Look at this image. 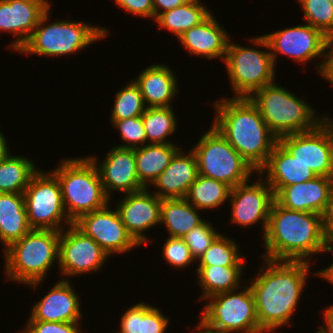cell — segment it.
<instances>
[{
	"instance_id": "obj_51",
	"label": "cell",
	"mask_w": 333,
	"mask_h": 333,
	"mask_svg": "<svg viewBox=\"0 0 333 333\" xmlns=\"http://www.w3.org/2000/svg\"><path fill=\"white\" fill-rule=\"evenodd\" d=\"M328 246L333 248V239H326Z\"/></svg>"
},
{
	"instance_id": "obj_22",
	"label": "cell",
	"mask_w": 333,
	"mask_h": 333,
	"mask_svg": "<svg viewBox=\"0 0 333 333\" xmlns=\"http://www.w3.org/2000/svg\"><path fill=\"white\" fill-rule=\"evenodd\" d=\"M180 148L169 166L152 183L158 189L154 194L160 199L185 198L199 175L197 159L192 150L185 154Z\"/></svg>"
},
{
	"instance_id": "obj_47",
	"label": "cell",
	"mask_w": 333,
	"mask_h": 333,
	"mask_svg": "<svg viewBox=\"0 0 333 333\" xmlns=\"http://www.w3.org/2000/svg\"><path fill=\"white\" fill-rule=\"evenodd\" d=\"M323 315L326 327L320 326L317 333H333V306L326 308Z\"/></svg>"
},
{
	"instance_id": "obj_43",
	"label": "cell",
	"mask_w": 333,
	"mask_h": 333,
	"mask_svg": "<svg viewBox=\"0 0 333 333\" xmlns=\"http://www.w3.org/2000/svg\"><path fill=\"white\" fill-rule=\"evenodd\" d=\"M121 331L117 333H139L140 303L129 308L121 318Z\"/></svg>"
},
{
	"instance_id": "obj_35",
	"label": "cell",
	"mask_w": 333,
	"mask_h": 333,
	"mask_svg": "<svg viewBox=\"0 0 333 333\" xmlns=\"http://www.w3.org/2000/svg\"><path fill=\"white\" fill-rule=\"evenodd\" d=\"M147 109L139 86L132 80L116 93L111 120L142 116Z\"/></svg>"
},
{
	"instance_id": "obj_48",
	"label": "cell",
	"mask_w": 333,
	"mask_h": 333,
	"mask_svg": "<svg viewBox=\"0 0 333 333\" xmlns=\"http://www.w3.org/2000/svg\"><path fill=\"white\" fill-rule=\"evenodd\" d=\"M325 251L333 252V248L328 246ZM314 275H319L320 277L327 280L329 283L333 284V263L329 267H326L323 270L314 273Z\"/></svg>"
},
{
	"instance_id": "obj_49",
	"label": "cell",
	"mask_w": 333,
	"mask_h": 333,
	"mask_svg": "<svg viewBox=\"0 0 333 333\" xmlns=\"http://www.w3.org/2000/svg\"><path fill=\"white\" fill-rule=\"evenodd\" d=\"M6 138L3 135V133H1L0 131V161L5 159L9 154V147H8V143H6Z\"/></svg>"
},
{
	"instance_id": "obj_10",
	"label": "cell",
	"mask_w": 333,
	"mask_h": 333,
	"mask_svg": "<svg viewBox=\"0 0 333 333\" xmlns=\"http://www.w3.org/2000/svg\"><path fill=\"white\" fill-rule=\"evenodd\" d=\"M231 43L228 42L224 63L234 98H250L264 86L275 82L276 63L270 51Z\"/></svg>"
},
{
	"instance_id": "obj_2",
	"label": "cell",
	"mask_w": 333,
	"mask_h": 333,
	"mask_svg": "<svg viewBox=\"0 0 333 333\" xmlns=\"http://www.w3.org/2000/svg\"><path fill=\"white\" fill-rule=\"evenodd\" d=\"M264 258L271 260L307 261L311 255L324 253V216L289 210L274 201L264 234Z\"/></svg>"
},
{
	"instance_id": "obj_13",
	"label": "cell",
	"mask_w": 333,
	"mask_h": 333,
	"mask_svg": "<svg viewBox=\"0 0 333 333\" xmlns=\"http://www.w3.org/2000/svg\"><path fill=\"white\" fill-rule=\"evenodd\" d=\"M278 142L316 176L333 177V121L328 117L311 131L282 136Z\"/></svg>"
},
{
	"instance_id": "obj_7",
	"label": "cell",
	"mask_w": 333,
	"mask_h": 333,
	"mask_svg": "<svg viewBox=\"0 0 333 333\" xmlns=\"http://www.w3.org/2000/svg\"><path fill=\"white\" fill-rule=\"evenodd\" d=\"M50 10L40 18L37 27L19 53L41 56H65L101 40L107 36V29L75 21H55L47 25Z\"/></svg>"
},
{
	"instance_id": "obj_50",
	"label": "cell",
	"mask_w": 333,
	"mask_h": 333,
	"mask_svg": "<svg viewBox=\"0 0 333 333\" xmlns=\"http://www.w3.org/2000/svg\"><path fill=\"white\" fill-rule=\"evenodd\" d=\"M199 331L197 332H193V333H224V332H220V331H216V330H213L209 327H207L204 323H202L201 321L198 322V326L197 328ZM201 330V331H200Z\"/></svg>"
},
{
	"instance_id": "obj_38",
	"label": "cell",
	"mask_w": 333,
	"mask_h": 333,
	"mask_svg": "<svg viewBox=\"0 0 333 333\" xmlns=\"http://www.w3.org/2000/svg\"><path fill=\"white\" fill-rule=\"evenodd\" d=\"M219 235L220 234L215 231L211 223H207L204 220L202 224L186 234L183 239L190 249L192 257L198 261Z\"/></svg>"
},
{
	"instance_id": "obj_23",
	"label": "cell",
	"mask_w": 333,
	"mask_h": 333,
	"mask_svg": "<svg viewBox=\"0 0 333 333\" xmlns=\"http://www.w3.org/2000/svg\"><path fill=\"white\" fill-rule=\"evenodd\" d=\"M212 13L200 24L186 30L178 39L189 53L224 60L227 51L229 34L223 30Z\"/></svg>"
},
{
	"instance_id": "obj_9",
	"label": "cell",
	"mask_w": 333,
	"mask_h": 333,
	"mask_svg": "<svg viewBox=\"0 0 333 333\" xmlns=\"http://www.w3.org/2000/svg\"><path fill=\"white\" fill-rule=\"evenodd\" d=\"M215 294L206 300L201 322L224 333H264L258 323L256 301L251 286L245 290ZM242 331V332H241Z\"/></svg>"
},
{
	"instance_id": "obj_17",
	"label": "cell",
	"mask_w": 333,
	"mask_h": 333,
	"mask_svg": "<svg viewBox=\"0 0 333 333\" xmlns=\"http://www.w3.org/2000/svg\"><path fill=\"white\" fill-rule=\"evenodd\" d=\"M333 195V177L316 176L314 179L282 187L275 201L282 207L326 216Z\"/></svg>"
},
{
	"instance_id": "obj_30",
	"label": "cell",
	"mask_w": 333,
	"mask_h": 333,
	"mask_svg": "<svg viewBox=\"0 0 333 333\" xmlns=\"http://www.w3.org/2000/svg\"><path fill=\"white\" fill-rule=\"evenodd\" d=\"M208 10L200 0H191L161 13L155 21L160 28H166L178 38L186 30L203 22L211 14Z\"/></svg>"
},
{
	"instance_id": "obj_29",
	"label": "cell",
	"mask_w": 333,
	"mask_h": 333,
	"mask_svg": "<svg viewBox=\"0 0 333 333\" xmlns=\"http://www.w3.org/2000/svg\"><path fill=\"white\" fill-rule=\"evenodd\" d=\"M243 266H198L197 275L202 297L207 299L215 294L238 290Z\"/></svg>"
},
{
	"instance_id": "obj_36",
	"label": "cell",
	"mask_w": 333,
	"mask_h": 333,
	"mask_svg": "<svg viewBox=\"0 0 333 333\" xmlns=\"http://www.w3.org/2000/svg\"><path fill=\"white\" fill-rule=\"evenodd\" d=\"M306 23L321 30L333 41V5L330 0H298Z\"/></svg>"
},
{
	"instance_id": "obj_34",
	"label": "cell",
	"mask_w": 333,
	"mask_h": 333,
	"mask_svg": "<svg viewBox=\"0 0 333 333\" xmlns=\"http://www.w3.org/2000/svg\"><path fill=\"white\" fill-rule=\"evenodd\" d=\"M237 247L232 239L220 234L198 259V266H243L244 258Z\"/></svg>"
},
{
	"instance_id": "obj_1",
	"label": "cell",
	"mask_w": 333,
	"mask_h": 333,
	"mask_svg": "<svg viewBox=\"0 0 333 333\" xmlns=\"http://www.w3.org/2000/svg\"><path fill=\"white\" fill-rule=\"evenodd\" d=\"M265 263V268L259 269L262 273L250 283L256 301L258 323L264 333L287 325L291 320L311 264L307 261L267 258Z\"/></svg>"
},
{
	"instance_id": "obj_14",
	"label": "cell",
	"mask_w": 333,
	"mask_h": 333,
	"mask_svg": "<svg viewBox=\"0 0 333 333\" xmlns=\"http://www.w3.org/2000/svg\"><path fill=\"white\" fill-rule=\"evenodd\" d=\"M109 256L74 223L61 231L58 266L64 276H79L98 271Z\"/></svg>"
},
{
	"instance_id": "obj_44",
	"label": "cell",
	"mask_w": 333,
	"mask_h": 333,
	"mask_svg": "<svg viewBox=\"0 0 333 333\" xmlns=\"http://www.w3.org/2000/svg\"><path fill=\"white\" fill-rule=\"evenodd\" d=\"M154 6V20L163 12L186 4L191 0H152ZM162 9V10H161Z\"/></svg>"
},
{
	"instance_id": "obj_32",
	"label": "cell",
	"mask_w": 333,
	"mask_h": 333,
	"mask_svg": "<svg viewBox=\"0 0 333 333\" xmlns=\"http://www.w3.org/2000/svg\"><path fill=\"white\" fill-rule=\"evenodd\" d=\"M230 191L226 183L199 174L185 199L199 210L217 208L229 200Z\"/></svg>"
},
{
	"instance_id": "obj_46",
	"label": "cell",
	"mask_w": 333,
	"mask_h": 333,
	"mask_svg": "<svg viewBox=\"0 0 333 333\" xmlns=\"http://www.w3.org/2000/svg\"><path fill=\"white\" fill-rule=\"evenodd\" d=\"M325 223V237L326 239H333V195L330 203L329 210L324 217Z\"/></svg>"
},
{
	"instance_id": "obj_40",
	"label": "cell",
	"mask_w": 333,
	"mask_h": 333,
	"mask_svg": "<svg viewBox=\"0 0 333 333\" xmlns=\"http://www.w3.org/2000/svg\"><path fill=\"white\" fill-rule=\"evenodd\" d=\"M168 323L169 319L158 308L140 303L139 333H164Z\"/></svg>"
},
{
	"instance_id": "obj_19",
	"label": "cell",
	"mask_w": 333,
	"mask_h": 333,
	"mask_svg": "<svg viewBox=\"0 0 333 333\" xmlns=\"http://www.w3.org/2000/svg\"><path fill=\"white\" fill-rule=\"evenodd\" d=\"M48 9L47 0H0V30L19 37L11 43V49L18 52L27 43Z\"/></svg>"
},
{
	"instance_id": "obj_6",
	"label": "cell",
	"mask_w": 333,
	"mask_h": 333,
	"mask_svg": "<svg viewBox=\"0 0 333 333\" xmlns=\"http://www.w3.org/2000/svg\"><path fill=\"white\" fill-rule=\"evenodd\" d=\"M270 131L282 136L307 132L318 127L326 117L315 116L313 107L275 82L264 86L250 98Z\"/></svg>"
},
{
	"instance_id": "obj_5",
	"label": "cell",
	"mask_w": 333,
	"mask_h": 333,
	"mask_svg": "<svg viewBox=\"0 0 333 333\" xmlns=\"http://www.w3.org/2000/svg\"><path fill=\"white\" fill-rule=\"evenodd\" d=\"M52 172L59 180L64 208L72 223L109 203L99 171L90 157L64 159Z\"/></svg>"
},
{
	"instance_id": "obj_27",
	"label": "cell",
	"mask_w": 333,
	"mask_h": 333,
	"mask_svg": "<svg viewBox=\"0 0 333 333\" xmlns=\"http://www.w3.org/2000/svg\"><path fill=\"white\" fill-rule=\"evenodd\" d=\"M180 148L176 144H145L135 148L136 171L140 183L149 187L169 166L172 157Z\"/></svg>"
},
{
	"instance_id": "obj_28",
	"label": "cell",
	"mask_w": 333,
	"mask_h": 333,
	"mask_svg": "<svg viewBox=\"0 0 333 333\" xmlns=\"http://www.w3.org/2000/svg\"><path fill=\"white\" fill-rule=\"evenodd\" d=\"M198 213L185 198L161 199L160 222L167 227L169 237L183 238L202 224L204 221Z\"/></svg>"
},
{
	"instance_id": "obj_12",
	"label": "cell",
	"mask_w": 333,
	"mask_h": 333,
	"mask_svg": "<svg viewBox=\"0 0 333 333\" xmlns=\"http://www.w3.org/2000/svg\"><path fill=\"white\" fill-rule=\"evenodd\" d=\"M251 41L257 46L270 49L274 63L278 57L277 53L287 55L301 64L313 58L321 57L323 58L322 63L316 66L320 73L327 58V50L333 43L321 30L314 28L308 23L278 30L253 38Z\"/></svg>"
},
{
	"instance_id": "obj_18",
	"label": "cell",
	"mask_w": 333,
	"mask_h": 333,
	"mask_svg": "<svg viewBox=\"0 0 333 333\" xmlns=\"http://www.w3.org/2000/svg\"><path fill=\"white\" fill-rule=\"evenodd\" d=\"M147 190L125 194L117 207L127 232L139 245L149 241L144 231L161 223V199Z\"/></svg>"
},
{
	"instance_id": "obj_45",
	"label": "cell",
	"mask_w": 333,
	"mask_h": 333,
	"mask_svg": "<svg viewBox=\"0 0 333 333\" xmlns=\"http://www.w3.org/2000/svg\"><path fill=\"white\" fill-rule=\"evenodd\" d=\"M328 50L327 58L325 59L320 76L327 79L333 85V43Z\"/></svg>"
},
{
	"instance_id": "obj_25",
	"label": "cell",
	"mask_w": 333,
	"mask_h": 333,
	"mask_svg": "<svg viewBox=\"0 0 333 333\" xmlns=\"http://www.w3.org/2000/svg\"><path fill=\"white\" fill-rule=\"evenodd\" d=\"M168 66L155 64L145 68L134 82L139 86L147 107H172L178 91L177 79Z\"/></svg>"
},
{
	"instance_id": "obj_39",
	"label": "cell",
	"mask_w": 333,
	"mask_h": 333,
	"mask_svg": "<svg viewBox=\"0 0 333 333\" xmlns=\"http://www.w3.org/2000/svg\"><path fill=\"white\" fill-rule=\"evenodd\" d=\"M163 247L164 258L173 267H187L195 261L183 238L168 237Z\"/></svg>"
},
{
	"instance_id": "obj_8",
	"label": "cell",
	"mask_w": 333,
	"mask_h": 333,
	"mask_svg": "<svg viewBox=\"0 0 333 333\" xmlns=\"http://www.w3.org/2000/svg\"><path fill=\"white\" fill-rule=\"evenodd\" d=\"M192 151L200 175L224 182L231 188L249 181L255 171L213 125Z\"/></svg>"
},
{
	"instance_id": "obj_24",
	"label": "cell",
	"mask_w": 333,
	"mask_h": 333,
	"mask_svg": "<svg viewBox=\"0 0 333 333\" xmlns=\"http://www.w3.org/2000/svg\"><path fill=\"white\" fill-rule=\"evenodd\" d=\"M266 169V181L276 194L282 187L307 182L316 177L303 162L292 156L279 142L274 146L268 162L259 172Z\"/></svg>"
},
{
	"instance_id": "obj_26",
	"label": "cell",
	"mask_w": 333,
	"mask_h": 333,
	"mask_svg": "<svg viewBox=\"0 0 333 333\" xmlns=\"http://www.w3.org/2000/svg\"><path fill=\"white\" fill-rule=\"evenodd\" d=\"M30 230L23 193H0V241L8 248Z\"/></svg>"
},
{
	"instance_id": "obj_3",
	"label": "cell",
	"mask_w": 333,
	"mask_h": 333,
	"mask_svg": "<svg viewBox=\"0 0 333 333\" xmlns=\"http://www.w3.org/2000/svg\"><path fill=\"white\" fill-rule=\"evenodd\" d=\"M215 126L235 150L260 172L278 142L249 98L215 101Z\"/></svg>"
},
{
	"instance_id": "obj_37",
	"label": "cell",
	"mask_w": 333,
	"mask_h": 333,
	"mask_svg": "<svg viewBox=\"0 0 333 333\" xmlns=\"http://www.w3.org/2000/svg\"><path fill=\"white\" fill-rule=\"evenodd\" d=\"M111 122L112 125L119 130L121 138L127 143L117 147L135 149L146 144L147 137L143 126L142 116L123 120H111Z\"/></svg>"
},
{
	"instance_id": "obj_16",
	"label": "cell",
	"mask_w": 333,
	"mask_h": 333,
	"mask_svg": "<svg viewBox=\"0 0 333 333\" xmlns=\"http://www.w3.org/2000/svg\"><path fill=\"white\" fill-rule=\"evenodd\" d=\"M260 178L249 185L248 181L231 188L229 201L231 202V223L241 226H251L259 221L263 223L265 234L275 194L269 184ZM266 182V183H265Z\"/></svg>"
},
{
	"instance_id": "obj_31",
	"label": "cell",
	"mask_w": 333,
	"mask_h": 333,
	"mask_svg": "<svg viewBox=\"0 0 333 333\" xmlns=\"http://www.w3.org/2000/svg\"><path fill=\"white\" fill-rule=\"evenodd\" d=\"M37 171L32 160L9 154L0 161V193H24Z\"/></svg>"
},
{
	"instance_id": "obj_41",
	"label": "cell",
	"mask_w": 333,
	"mask_h": 333,
	"mask_svg": "<svg viewBox=\"0 0 333 333\" xmlns=\"http://www.w3.org/2000/svg\"><path fill=\"white\" fill-rule=\"evenodd\" d=\"M24 330L20 333H81L78 322L28 320Z\"/></svg>"
},
{
	"instance_id": "obj_15",
	"label": "cell",
	"mask_w": 333,
	"mask_h": 333,
	"mask_svg": "<svg viewBox=\"0 0 333 333\" xmlns=\"http://www.w3.org/2000/svg\"><path fill=\"white\" fill-rule=\"evenodd\" d=\"M109 204L82 215L74 224L90 236L106 253H124L139 244L127 232L118 210L111 211Z\"/></svg>"
},
{
	"instance_id": "obj_21",
	"label": "cell",
	"mask_w": 333,
	"mask_h": 333,
	"mask_svg": "<svg viewBox=\"0 0 333 333\" xmlns=\"http://www.w3.org/2000/svg\"><path fill=\"white\" fill-rule=\"evenodd\" d=\"M32 309L29 320L79 322L81 318L79 296L66 278L56 282Z\"/></svg>"
},
{
	"instance_id": "obj_11",
	"label": "cell",
	"mask_w": 333,
	"mask_h": 333,
	"mask_svg": "<svg viewBox=\"0 0 333 333\" xmlns=\"http://www.w3.org/2000/svg\"><path fill=\"white\" fill-rule=\"evenodd\" d=\"M23 195L31 229L61 232L64 220L63 224H72L64 208L59 180L52 171L48 174L37 171Z\"/></svg>"
},
{
	"instance_id": "obj_4",
	"label": "cell",
	"mask_w": 333,
	"mask_h": 333,
	"mask_svg": "<svg viewBox=\"0 0 333 333\" xmlns=\"http://www.w3.org/2000/svg\"><path fill=\"white\" fill-rule=\"evenodd\" d=\"M60 231L31 229L20 240L3 249L9 280L35 288L58 260Z\"/></svg>"
},
{
	"instance_id": "obj_33",
	"label": "cell",
	"mask_w": 333,
	"mask_h": 333,
	"mask_svg": "<svg viewBox=\"0 0 333 333\" xmlns=\"http://www.w3.org/2000/svg\"><path fill=\"white\" fill-rule=\"evenodd\" d=\"M172 107H150L142 115L147 141L150 144H172L166 138L177 128Z\"/></svg>"
},
{
	"instance_id": "obj_42",
	"label": "cell",
	"mask_w": 333,
	"mask_h": 333,
	"mask_svg": "<svg viewBox=\"0 0 333 333\" xmlns=\"http://www.w3.org/2000/svg\"><path fill=\"white\" fill-rule=\"evenodd\" d=\"M117 6L136 16L154 18V6L152 0H115Z\"/></svg>"
},
{
	"instance_id": "obj_20",
	"label": "cell",
	"mask_w": 333,
	"mask_h": 333,
	"mask_svg": "<svg viewBox=\"0 0 333 333\" xmlns=\"http://www.w3.org/2000/svg\"><path fill=\"white\" fill-rule=\"evenodd\" d=\"M90 158L96 164L108 198L111 194L109 192L113 190L129 194L145 189L138 179L134 149L114 146L100 165L97 164L96 157Z\"/></svg>"
}]
</instances>
